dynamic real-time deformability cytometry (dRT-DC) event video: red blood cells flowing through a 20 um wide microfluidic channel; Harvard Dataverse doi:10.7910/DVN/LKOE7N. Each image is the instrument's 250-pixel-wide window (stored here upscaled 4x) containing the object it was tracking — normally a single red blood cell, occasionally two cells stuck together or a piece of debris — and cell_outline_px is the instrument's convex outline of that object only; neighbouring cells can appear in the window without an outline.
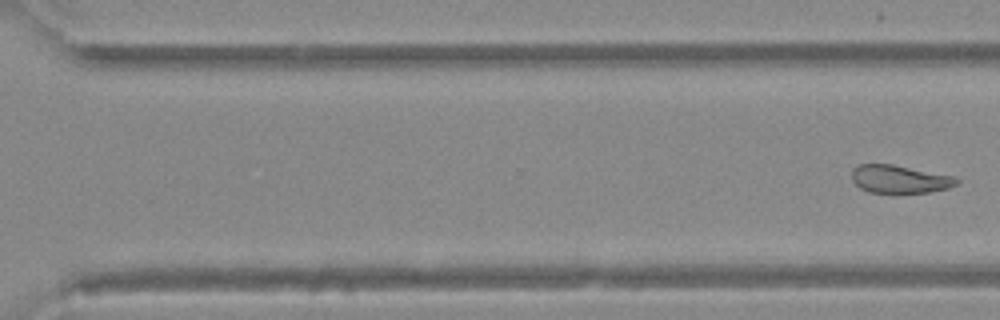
{"species": "Egyptian fruit bat (a non-hibernating species)", "species_latin": "Rousettus aegyptiacus", "temperature_condition": "warm", "stored_images_in_passage": 36, "segment_of_instrument_passage": [2, 2], "camera_frame_rate_fps": 3000, "um_per_image_px": 0.085, "animal": {"sex": "female"}, "frame": {"image": 1, "passage_image": 36, "time_ms": 11.667, "image_size_px": [1000, 320], "cell_outline_px": [[960, 180], [956, 184], [948, 188], [928, 192], [868, 192], [860, 188], [852, 180], [852, 168], [860, 164], [892, 164], [952, 176]], "centroid_in_image_um": [76.43, 15.22], "position_along_channel_um": 294.2, "area_um2": 16.82}}